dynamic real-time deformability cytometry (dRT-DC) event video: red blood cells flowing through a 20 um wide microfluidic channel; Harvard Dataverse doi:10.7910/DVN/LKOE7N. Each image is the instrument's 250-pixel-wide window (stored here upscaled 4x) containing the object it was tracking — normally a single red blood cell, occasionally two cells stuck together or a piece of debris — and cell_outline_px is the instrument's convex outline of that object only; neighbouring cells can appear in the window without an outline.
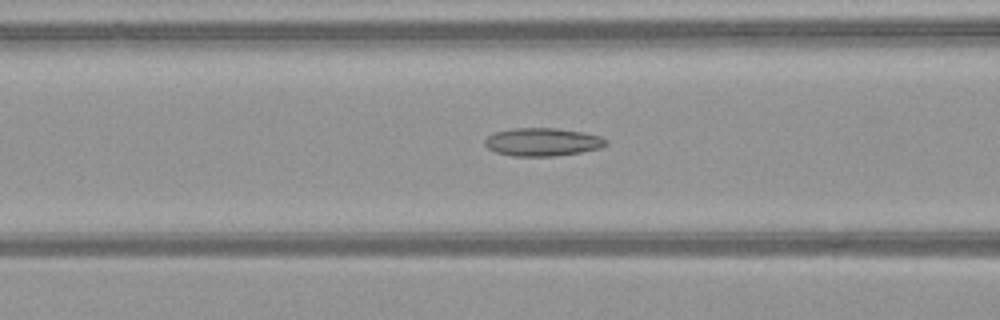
{"species": "common noctule bat (a hibernating species)", "species_latin": "Nyctalus noctula", "temperature_condition": "warm", "stored_images_in_passage": 50, "camera_frame_rate_fps": 3000, "um_per_image_px": 0.085, "animal": {"sex": "female", "body_mass_g": 21.9}, "frame": {"image": 1, "passage_image": 21, "time_ms": 6.667, "image_size_px": [1000, 320], "cell_outline_px": [[608, 144], [600, 148], [580, 152], [552, 156], [512, 156], [496, 152], [488, 148], [484, 144], [484, 140], [488, 136], [496, 132], [512, 128], [556, 128], [580, 132], [600, 136], [608, 140]], "centroid_in_image_um": [46.1, 12.07], "position_along_channel_um": 120.5, "area_um2": 19.71}}
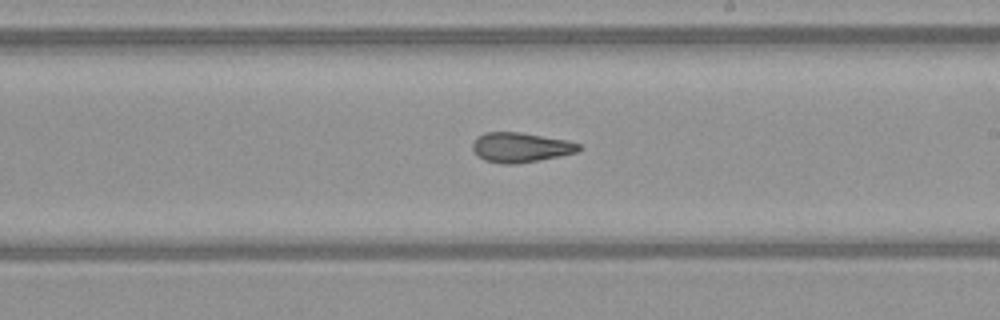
{"frame": {"image": 2, "passage_image": 30, "time_ms": 9.667, "image_size_px": [1000, 320], "cell_outline_px": [[580, 148], [576, 152], [560, 156], [516, 164], [504, 164], [484, 160], [476, 156], [472, 148], [472, 144], [476, 136], [484, 132], [520, 132], [568, 140], [580, 144]], "centroid_in_image_um": [44.2, 12.52], "position_along_channel_um": 244.8, "area_um2": 18.55}}
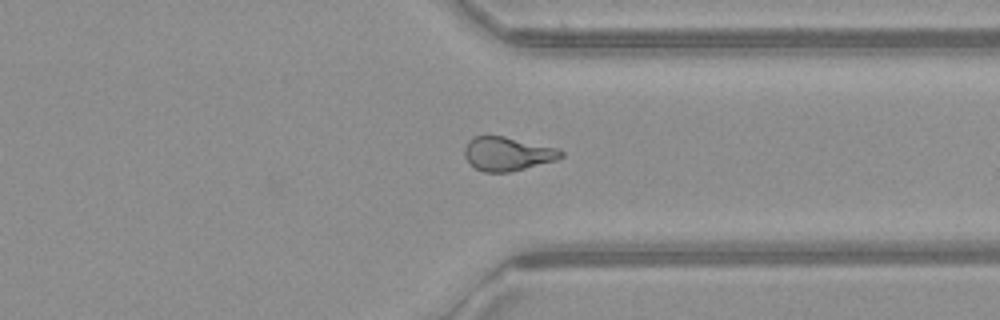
{"frame": {"image": 3, "passage_image": 39, "time_ms": 12.667, "image_size_px": [1000, 320], "cell_outline_px": [[564, 156], [556, 160], [508, 172], [484, 172], [476, 168], [464, 156], [464, 148], [468, 140], [476, 136], [488, 132], [560, 148], [564, 152]], "centroid_in_image_um": [43.13, 13.02], "position_along_channel_um": 368.3, "area_um2": 19.48}, "authors_computed_cell_mechanics": {"area_um2": 19.7965, "velocity_mm_per_s": 4.1287, "shape_relaxation_time_tau1_ms": null, "shape_relaxation_time_tau2_ms": 3.5969, "deformation_change_tau1": null, "deformation_change_tau2": 0.1181}}